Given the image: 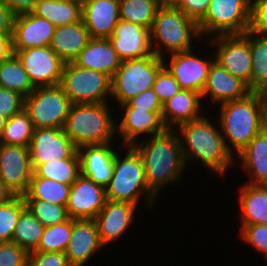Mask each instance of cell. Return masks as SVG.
Segmentation results:
<instances>
[{
  "mask_svg": "<svg viewBox=\"0 0 267 266\" xmlns=\"http://www.w3.org/2000/svg\"><path fill=\"white\" fill-rule=\"evenodd\" d=\"M15 14L0 2V34L12 35Z\"/></svg>",
  "mask_w": 267,
  "mask_h": 266,
  "instance_id": "cell-50",
  "label": "cell"
},
{
  "mask_svg": "<svg viewBox=\"0 0 267 266\" xmlns=\"http://www.w3.org/2000/svg\"><path fill=\"white\" fill-rule=\"evenodd\" d=\"M249 93L251 92L243 81L232 76L217 61H214L209 68L201 97L203 99L209 95L208 99L217 106L218 103L243 99Z\"/></svg>",
  "mask_w": 267,
  "mask_h": 266,
  "instance_id": "cell-23",
  "label": "cell"
},
{
  "mask_svg": "<svg viewBox=\"0 0 267 266\" xmlns=\"http://www.w3.org/2000/svg\"><path fill=\"white\" fill-rule=\"evenodd\" d=\"M32 175L29 147L0 144V178L16 196L27 192Z\"/></svg>",
  "mask_w": 267,
  "mask_h": 266,
  "instance_id": "cell-13",
  "label": "cell"
},
{
  "mask_svg": "<svg viewBox=\"0 0 267 266\" xmlns=\"http://www.w3.org/2000/svg\"><path fill=\"white\" fill-rule=\"evenodd\" d=\"M241 228L239 236L241 235L242 240L263 252L267 259V225H241Z\"/></svg>",
  "mask_w": 267,
  "mask_h": 266,
  "instance_id": "cell-42",
  "label": "cell"
},
{
  "mask_svg": "<svg viewBox=\"0 0 267 266\" xmlns=\"http://www.w3.org/2000/svg\"><path fill=\"white\" fill-rule=\"evenodd\" d=\"M123 115L119 125L116 126V132L122 135L124 146H133L140 139V135H155L166 129L163 124L162 112L147 111V109H138L135 107H121Z\"/></svg>",
  "mask_w": 267,
  "mask_h": 266,
  "instance_id": "cell-21",
  "label": "cell"
},
{
  "mask_svg": "<svg viewBox=\"0 0 267 266\" xmlns=\"http://www.w3.org/2000/svg\"><path fill=\"white\" fill-rule=\"evenodd\" d=\"M252 185H267V126L238 155Z\"/></svg>",
  "mask_w": 267,
  "mask_h": 266,
  "instance_id": "cell-28",
  "label": "cell"
},
{
  "mask_svg": "<svg viewBox=\"0 0 267 266\" xmlns=\"http://www.w3.org/2000/svg\"><path fill=\"white\" fill-rule=\"evenodd\" d=\"M15 194L5 185L0 178V205L9 202Z\"/></svg>",
  "mask_w": 267,
  "mask_h": 266,
  "instance_id": "cell-52",
  "label": "cell"
},
{
  "mask_svg": "<svg viewBox=\"0 0 267 266\" xmlns=\"http://www.w3.org/2000/svg\"><path fill=\"white\" fill-rule=\"evenodd\" d=\"M250 22L251 0H211L198 28L202 38L204 35L210 38L211 34H244Z\"/></svg>",
  "mask_w": 267,
  "mask_h": 266,
  "instance_id": "cell-9",
  "label": "cell"
},
{
  "mask_svg": "<svg viewBox=\"0 0 267 266\" xmlns=\"http://www.w3.org/2000/svg\"><path fill=\"white\" fill-rule=\"evenodd\" d=\"M43 230L44 226L40 221L25 208L20 214L11 242L28 253L32 252L38 247Z\"/></svg>",
  "mask_w": 267,
  "mask_h": 266,
  "instance_id": "cell-36",
  "label": "cell"
},
{
  "mask_svg": "<svg viewBox=\"0 0 267 266\" xmlns=\"http://www.w3.org/2000/svg\"><path fill=\"white\" fill-rule=\"evenodd\" d=\"M91 39L83 21L57 26L52 36L51 49L65 62H73Z\"/></svg>",
  "mask_w": 267,
  "mask_h": 266,
  "instance_id": "cell-27",
  "label": "cell"
},
{
  "mask_svg": "<svg viewBox=\"0 0 267 266\" xmlns=\"http://www.w3.org/2000/svg\"><path fill=\"white\" fill-rule=\"evenodd\" d=\"M68 1H72V2L78 3V4H80L82 6L87 0H68Z\"/></svg>",
  "mask_w": 267,
  "mask_h": 266,
  "instance_id": "cell-55",
  "label": "cell"
},
{
  "mask_svg": "<svg viewBox=\"0 0 267 266\" xmlns=\"http://www.w3.org/2000/svg\"><path fill=\"white\" fill-rule=\"evenodd\" d=\"M215 127L208 116L180 125L177 129L185 163L200 161L210 171L224 176L233 164L234 156L227 150L221 131Z\"/></svg>",
  "mask_w": 267,
  "mask_h": 266,
  "instance_id": "cell-3",
  "label": "cell"
},
{
  "mask_svg": "<svg viewBox=\"0 0 267 266\" xmlns=\"http://www.w3.org/2000/svg\"><path fill=\"white\" fill-rule=\"evenodd\" d=\"M72 102L60 84L35 87L24 98V109L28 112L34 129H63Z\"/></svg>",
  "mask_w": 267,
  "mask_h": 266,
  "instance_id": "cell-8",
  "label": "cell"
},
{
  "mask_svg": "<svg viewBox=\"0 0 267 266\" xmlns=\"http://www.w3.org/2000/svg\"><path fill=\"white\" fill-rule=\"evenodd\" d=\"M71 185L38 177L34 172L23 199H39L66 206Z\"/></svg>",
  "mask_w": 267,
  "mask_h": 266,
  "instance_id": "cell-32",
  "label": "cell"
},
{
  "mask_svg": "<svg viewBox=\"0 0 267 266\" xmlns=\"http://www.w3.org/2000/svg\"><path fill=\"white\" fill-rule=\"evenodd\" d=\"M218 47L214 56L232 76L243 81L250 90L252 57L249 45V30L244 34L216 35L209 41Z\"/></svg>",
  "mask_w": 267,
  "mask_h": 266,
  "instance_id": "cell-11",
  "label": "cell"
},
{
  "mask_svg": "<svg viewBox=\"0 0 267 266\" xmlns=\"http://www.w3.org/2000/svg\"><path fill=\"white\" fill-rule=\"evenodd\" d=\"M240 189L241 225H267V185L244 183Z\"/></svg>",
  "mask_w": 267,
  "mask_h": 266,
  "instance_id": "cell-29",
  "label": "cell"
},
{
  "mask_svg": "<svg viewBox=\"0 0 267 266\" xmlns=\"http://www.w3.org/2000/svg\"><path fill=\"white\" fill-rule=\"evenodd\" d=\"M106 191L82 174L71 184L66 210L71 219H94L104 207Z\"/></svg>",
  "mask_w": 267,
  "mask_h": 266,
  "instance_id": "cell-15",
  "label": "cell"
},
{
  "mask_svg": "<svg viewBox=\"0 0 267 266\" xmlns=\"http://www.w3.org/2000/svg\"><path fill=\"white\" fill-rule=\"evenodd\" d=\"M72 234V219L44 227L38 247V252H65Z\"/></svg>",
  "mask_w": 267,
  "mask_h": 266,
  "instance_id": "cell-38",
  "label": "cell"
},
{
  "mask_svg": "<svg viewBox=\"0 0 267 266\" xmlns=\"http://www.w3.org/2000/svg\"><path fill=\"white\" fill-rule=\"evenodd\" d=\"M170 55V64L164 62V66L176 79L180 88L202 93L209 68L215 61V57L214 60L200 58L192 49Z\"/></svg>",
  "mask_w": 267,
  "mask_h": 266,
  "instance_id": "cell-16",
  "label": "cell"
},
{
  "mask_svg": "<svg viewBox=\"0 0 267 266\" xmlns=\"http://www.w3.org/2000/svg\"><path fill=\"white\" fill-rule=\"evenodd\" d=\"M13 53L12 35L0 34V63L8 59Z\"/></svg>",
  "mask_w": 267,
  "mask_h": 266,
  "instance_id": "cell-51",
  "label": "cell"
},
{
  "mask_svg": "<svg viewBox=\"0 0 267 266\" xmlns=\"http://www.w3.org/2000/svg\"><path fill=\"white\" fill-rule=\"evenodd\" d=\"M177 135V129H165L133 145L141 155L147 186L156 197L167 184L181 181L186 167L181 140Z\"/></svg>",
  "mask_w": 267,
  "mask_h": 266,
  "instance_id": "cell-1",
  "label": "cell"
},
{
  "mask_svg": "<svg viewBox=\"0 0 267 266\" xmlns=\"http://www.w3.org/2000/svg\"><path fill=\"white\" fill-rule=\"evenodd\" d=\"M34 87L53 86L61 82L65 62L50 46L13 49Z\"/></svg>",
  "mask_w": 267,
  "mask_h": 266,
  "instance_id": "cell-12",
  "label": "cell"
},
{
  "mask_svg": "<svg viewBox=\"0 0 267 266\" xmlns=\"http://www.w3.org/2000/svg\"><path fill=\"white\" fill-rule=\"evenodd\" d=\"M26 208L22 196L0 205V242H10L21 212Z\"/></svg>",
  "mask_w": 267,
  "mask_h": 266,
  "instance_id": "cell-40",
  "label": "cell"
},
{
  "mask_svg": "<svg viewBox=\"0 0 267 266\" xmlns=\"http://www.w3.org/2000/svg\"><path fill=\"white\" fill-rule=\"evenodd\" d=\"M81 20L91 38L108 39L120 20L119 0H87Z\"/></svg>",
  "mask_w": 267,
  "mask_h": 266,
  "instance_id": "cell-24",
  "label": "cell"
},
{
  "mask_svg": "<svg viewBox=\"0 0 267 266\" xmlns=\"http://www.w3.org/2000/svg\"><path fill=\"white\" fill-rule=\"evenodd\" d=\"M56 26L32 12L15 15L12 49L49 46Z\"/></svg>",
  "mask_w": 267,
  "mask_h": 266,
  "instance_id": "cell-18",
  "label": "cell"
},
{
  "mask_svg": "<svg viewBox=\"0 0 267 266\" xmlns=\"http://www.w3.org/2000/svg\"><path fill=\"white\" fill-rule=\"evenodd\" d=\"M39 0H0L15 15L32 12Z\"/></svg>",
  "mask_w": 267,
  "mask_h": 266,
  "instance_id": "cell-49",
  "label": "cell"
},
{
  "mask_svg": "<svg viewBox=\"0 0 267 266\" xmlns=\"http://www.w3.org/2000/svg\"><path fill=\"white\" fill-rule=\"evenodd\" d=\"M150 33L154 54L164 59L167 52L172 54L193 49V38H202L198 24L173 4H162L159 7Z\"/></svg>",
  "mask_w": 267,
  "mask_h": 266,
  "instance_id": "cell-5",
  "label": "cell"
},
{
  "mask_svg": "<svg viewBox=\"0 0 267 266\" xmlns=\"http://www.w3.org/2000/svg\"><path fill=\"white\" fill-rule=\"evenodd\" d=\"M136 208H138V205L106 199L104 207L94 218L104 247L121 237L128 226L130 227V224L134 221Z\"/></svg>",
  "mask_w": 267,
  "mask_h": 266,
  "instance_id": "cell-22",
  "label": "cell"
},
{
  "mask_svg": "<svg viewBox=\"0 0 267 266\" xmlns=\"http://www.w3.org/2000/svg\"><path fill=\"white\" fill-rule=\"evenodd\" d=\"M107 104L108 102L71 105L63 131L77 148L112 143L111 140L117 133V123Z\"/></svg>",
  "mask_w": 267,
  "mask_h": 266,
  "instance_id": "cell-4",
  "label": "cell"
},
{
  "mask_svg": "<svg viewBox=\"0 0 267 266\" xmlns=\"http://www.w3.org/2000/svg\"><path fill=\"white\" fill-rule=\"evenodd\" d=\"M111 145L94 144L78 148L81 174L104 188L110 183L114 169L116 147Z\"/></svg>",
  "mask_w": 267,
  "mask_h": 266,
  "instance_id": "cell-19",
  "label": "cell"
},
{
  "mask_svg": "<svg viewBox=\"0 0 267 266\" xmlns=\"http://www.w3.org/2000/svg\"><path fill=\"white\" fill-rule=\"evenodd\" d=\"M0 87L17 92L24 98L35 89L21 61L14 53L0 63Z\"/></svg>",
  "mask_w": 267,
  "mask_h": 266,
  "instance_id": "cell-33",
  "label": "cell"
},
{
  "mask_svg": "<svg viewBox=\"0 0 267 266\" xmlns=\"http://www.w3.org/2000/svg\"><path fill=\"white\" fill-rule=\"evenodd\" d=\"M60 85L72 104L106 103L111 95L110 76L73 62L64 64Z\"/></svg>",
  "mask_w": 267,
  "mask_h": 266,
  "instance_id": "cell-10",
  "label": "cell"
},
{
  "mask_svg": "<svg viewBox=\"0 0 267 266\" xmlns=\"http://www.w3.org/2000/svg\"><path fill=\"white\" fill-rule=\"evenodd\" d=\"M29 149L33 171L47 161L79 158L78 148L58 128L34 129Z\"/></svg>",
  "mask_w": 267,
  "mask_h": 266,
  "instance_id": "cell-14",
  "label": "cell"
},
{
  "mask_svg": "<svg viewBox=\"0 0 267 266\" xmlns=\"http://www.w3.org/2000/svg\"><path fill=\"white\" fill-rule=\"evenodd\" d=\"M6 120H7V118H5L4 116H2L0 114V137H1L2 132H3V128L5 127Z\"/></svg>",
  "mask_w": 267,
  "mask_h": 266,
  "instance_id": "cell-53",
  "label": "cell"
},
{
  "mask_svg": "<svg viewBox=\"0 0 267 266\" xmlns=\"http://www.w3.org/2000/svg\"><path fill=\"white\" fill-rule=\"evenodd\" d=\"M28 211L46 227L60 224L69 219L66 206L48 203L39 199H24Z\"/></svg>",
  "mask_w": 267,
  "mask_h": 266,
  "instance_id": "cell-39",
  "label": "cell"
},
{
  "mask_svg": "<svg viewBox=\"0 0 267 266\" xmlns=\"http://www.w3.org/2000/svg\"><path fill=\"white\" fill-rule=\"evenodd\" d=\"M121 107H135L138 109H147L152 112H162V103L153 89L145 90L127 103L121 104Z\"/></svg>",
  "mask_w": 267,
  "mask_h": 266,
  "instance_id": "cell-48",
  "label": "cell"
},
{
  "mask_svg": "<svg viewBox=\"0 0 267 266\" xmlns=\"http://www.w3.org/2000/svg\"><path fill=\"white\" fill-rule=\"evenodd\" d=\"M28 254L14 242H0V266H27Z\"/></svg>",
  "mask_w": 267,
  "mask_h": 266,
  "instance_id": "cell-43",
  "label": "cell"
},
{
  "mask_svg": "<svg viewBox=\"0 0 267 266\" xmlns=\"http://www.w3.org/2000/svg\"><path fill=\"white\" fill-rule=\"evenodd\" d=\"M108 40L122 61L154 54L150 28L132 22L120 19Z\"/></svg>",
  "mask_w": 267,
  "mask_h": 266,
  "instance_id": "cell-17",
  "label": "cell"
},
{
  "mask_svg": "<svg viewBox=\"0 0 267 266\" xmlns=\"http://www.w3.org/2000/svg\"><path fill=\"white\" fill-rule=\"evenodd\" d=\"M250 31L267 35V0H251Z\"/></svg>",
  "mask_w": 267,
  "mask_h": 266,
  "instance_id": "cell-47",
  "label": "cell"
},
{
  "mask_svg": "<svg viewBox=\"0 0 267 266\" xmlns=\"http://www.w3.org/2000/svg\"><path fill=\"white\" fill-rule=\"evenodd\" d=\"M27 266H72L67 260L65 252H38L28 254Z\"/></svg>",
  "mask_w": 267,
  "mask_h": 266,
  "instance_id": "cell-45",
  "label": "cell"
},
{
  "mask_svg": "<svg viewBox=\"0 0 267 266\" xmlns=\"http://www.w3.org/2000/svg\"><path fill=\"white\" fill-rule=\"evenodd\" d=\"M33 132V123L28 112L23 108L12 117L7 118L0 137V144L29 147Z\"/></svg>",
  "mask_w": 267,
  "mask_h": 266,
  "instance_id": "cell-34",
  "label": "cell"
},
{
  "mask_svg": "<svg viewBox=\"0 0 267 266\" xmlns=\"http://www.w3.org/2000/svg\"><path fill=\"white\" fill-rule=\"evenodd\" d=\"M126 149L125 156L120 155L118 151L115 154L113 174L105 188L106 199L137 205L144 194V202H148L147 205L151 208L157 197L147 186L141 155L133 146H127Z\"/></svg>",
  "mask_w": 267,
  "mask_h": 266,
  "instance_id": "cell-6",
  "label": "cell"
},
{
  "mask_svg": "<svg viewBox=\"0 0 267 266\" xmlns=\"http://www.w3.org/2000/svg\"><path fill=\"white\" fill-rule=\"evenodd\" d=\"M33 172L38 177L71 185L81 175L80 158L47 161Z\"/></svg>",
  "mask_w": 267,
  "mask_h": 266,
  "instance_id": "cell-37",
  "label": "cell"
},
{
  "mask_svg": "<svg viewBox=\"0 0 267 266\" xmlns=\"http://www.w3.org/2000/svg\"><path fill=\"white\" fill-rule=\"evenodd\" d=\"M249 45L252 57L250 92L267 95V35L249 30Z\"/></svg>",
  "mask_w": 267,
  "mask_h": 266,
  "instance_id": "cell-31",
  "label": "cell"
},
{
  "mask_svg": "<svg viewBox=\"0 0 267 266\" xmlns=\"http://www.w3.org/2000/svg\"><path fill=\"white\" fill-rule=\"evenodd\" d=\"M220 107L219 127L232 155L233 151L238 154L243 150L267 126L266 94L251 92L243 99L221 103Z\"/></svg>",
  "mask_w": 267,
  "mask_h": 266,
  "instance_id": "cell-2",
  "label": "cell"
},
{
  "mask_svg": "<svg viewBox=\"0 0 267 266\" xmlns=\"http://www.w3.org/2000/svg\"><path fill=\"white\" fill-rule=\"evenodd\" d=\"M161 4H172L175 0H158Z\"/></svg>",
  "mask_w": 267,
  "mask_h": 266,
  "instance_id": "cell-54",
  "label": "cell"
},
{
  "mask_svg": "<svg viewBox=\"0 0 267 266\" xmlns=\"http://www.w3.org/2000/svg\"><path fill=\"white\" fill-rule=\"evenodd\" d=\"M32 13L57 27L81 21L82 6L68 0H39Z\"/></svg>",
  "mask_w": 267,
  "mask_h": 266,
  "instance_id": "cell-30",
  "label": "cell"
},
{
  "mask_svg": "<svg viewBox=\"0 0 267 266\" xmlns=\"http://www.w3.org/2000/svg\"><path fill=\"white\" fill-rule=\"evenodd\" d=\"M24 108V97L17 92L0 87V114L10 118Z\"/></svg>",
  "mask_w": 267,
  "mask_h": 266,
  "instance_id": "cell-44",
  "label": "cell"
},
{
  "mask_svg": "<svg viewBox=\"0 0 267 266\" xmlns=\"http://www.w3.org/2000/svg\"><path fill=\"white\" fill-rule=\"evenodd\" d=\"M211 0H175L172 4L197 24L205 17Z\"/></svg>",
  "mask_w": 267,
  "mask_h": 266,
  "instance_id": "cell-46",
  "label": "cell"
},
{
  "mask_svg": "<svg viewBox=\"0 0 267 266\" xmlns=\"http://www.w3.org/2000/svg\"><path fill=\"white\" fill-rule=\"evenodd\" d=\"M121 62L122 60L110 41L104 38H91L73 61L79 67L105 73L111 78L120 67Z\"/></svg>",
  "mask_w": 267,
  "mask_h": 266,
  "instance_id": "cell-26",
  "label": "cell"
},
{
  "mask_svg": "<svg viewBox=\"0 0 267 266\" xmlns=\"http://www.w3.org/2000/svg\"><path fill=\"white\" fill-rule=\"evenodd\" d=\"M164 62V58L155 54L122 61L111 78L113 99L120 105L125 104L145 90L151 89Z\"/></svg>",
  "mask_w": 267,
  "mask_h": 266,
  "instance_id": "cell-7",
  "label": "cell"
},
{
  "mask_svg": "<svg viewBox=\"0 0 267 266\" xmlns=\"http://www.w3.org/2000/svg\"><path fill=\"white\" fill-rule=\"evenodd\" d=\"M201 93L181 89L162 104V121L166 129H174L185 123L201 118ZM201 113V114H200ZM176 124V125H175ZM174 125V126H173Z\"/></svg>",
  "mask_w": 267,
  "mask_h": 266,
  "instance_id": "cell-25",
  "label": "cell"
},
{
  "mask_svg": "<svg viewBox=\"0 0 267 266\" xmlns=\"http://www.w3.org/2000/svg\"><path fill=\"white\" fill-rule=\"evenodd\" d=\"M152 89L162 104L181 90L178 82L165 66L157 73Z\"/></svg>",
  "mask_w": 267,
  "mask_h": 266,
  "instance_id": "cell-41",
  "label": "cell"
},
{
  "mask_svg": "<svg viewBox=\"0 0 267 266\" xmlns=\"http://www.w3.org/2000/svg\"><path fill=\"white\" fill-rule=\"evenodd\" d=\"M161 5L158 0H119L120 19L151 29Z\"/></svg>",
  "mask_w": 267,
  "mask_h": 266,
  "instance_id": "cell-35",
  "label": "cell"
},
{
  "mask_svg": "<svg viewBox=\"0 0 267 266\" xmlns=\"http://www.w3.org/2000/svg\"><path fill=\"white\" fill-rule=\"evenodd\" d=\"M103 247L94 219H72V234L65 250L72 266H84Z\"/></svg>",
  "mask_w": 267,
  "mask_h": 266,
  "instance_id": "cell-20",
  "label": "cell"
}]
</instances>
